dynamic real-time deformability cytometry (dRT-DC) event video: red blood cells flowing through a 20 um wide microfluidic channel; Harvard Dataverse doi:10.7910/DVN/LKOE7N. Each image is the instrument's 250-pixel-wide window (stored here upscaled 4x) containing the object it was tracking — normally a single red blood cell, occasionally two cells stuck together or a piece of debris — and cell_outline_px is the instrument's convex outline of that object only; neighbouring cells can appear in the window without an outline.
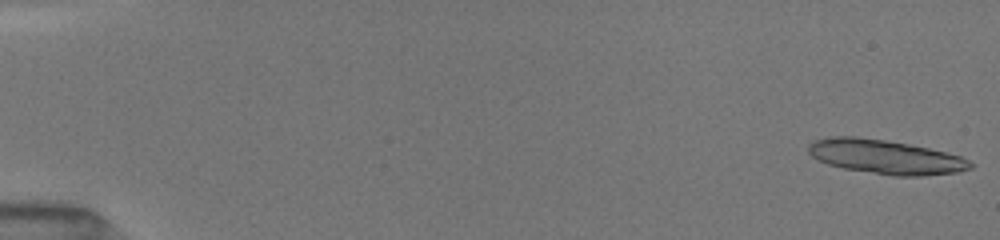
{"species": "common noctule bat (a hibernating species)", "species_latin": "Nyctalus noctula", "temperature_condition": "room temperature", "stored_images_in_passage": 29, "segment_of_instrument_passage": [1, 2], "camera_frame_rate_fps": 3000, "um_per_image_px": 0.085, "animal": {"sex": "female", "body_mass_g": 19.5, "forearm_length_mm": 54.1}, "frame": {"image": 1, "passage_image": 1, "time_ms": 0.0, "image_size_px": [1000, 240], "cell_outline_px": [[972, 168], [956, 172], [920, 176], [892, 176], [844, 168], [828, 164], [812, 156], [808, 152], [808, 144], [812, 140], [832, 136], [856, 136], [884, 140], [908, 144], [928, 148], [960, 156], [968, 160], [972, 164]], "centroid_in_image_um": [75.22, 13.33], "position_along_channel_um": 9.8, "area_um2": 32.08}}